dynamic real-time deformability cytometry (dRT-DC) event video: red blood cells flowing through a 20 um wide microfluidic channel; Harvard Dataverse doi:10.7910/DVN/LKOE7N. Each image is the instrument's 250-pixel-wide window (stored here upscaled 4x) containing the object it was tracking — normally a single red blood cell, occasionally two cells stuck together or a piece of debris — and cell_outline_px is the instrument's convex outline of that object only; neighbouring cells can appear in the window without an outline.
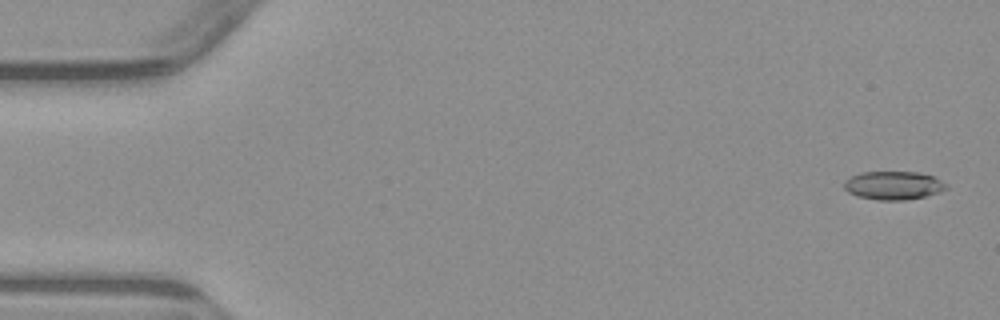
{"species": "common noctule bat (a hibernating species)", "species_latin": "Nyctalus noctula", "temperature_condition": "warm", "stored_images_in_passage": 4, "camera_frame_rate_fps": 3000, "um_per_image_px": 0.085, "animal": {"sex": "male", "body_mass_g": 23.1, "forearm_length_mm": 52.7}, "frame": {"image": 1, "passage_image": 1, "time_ms": 0.0, "image_size_px": [1000, 320], "cell_outline_px": [[948, 188], [940, 192], [924, 196], [904, 200], [876, 200], [856, 196], [848, 192], [844, 188], [844, 180], [860, 172], [916, 172], [936, 176], [948, 184]], "centroid_in_image_um": [75.96, 15.76], "position_along_channel_um": 9.0, "area_um2": 17.11}}
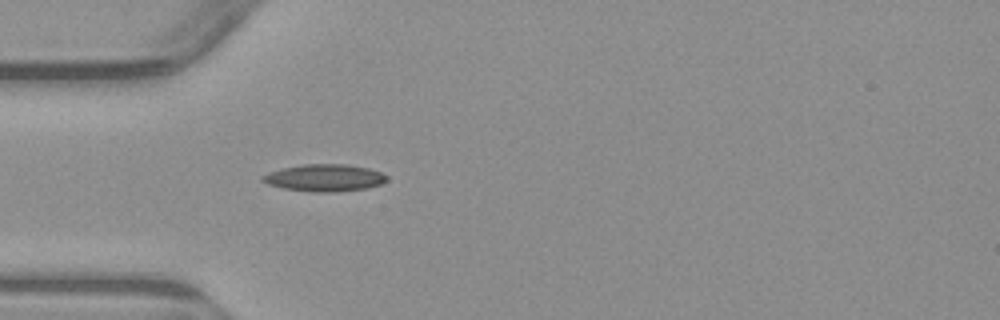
{"frame": {"image": 2, "passage_image": 4, "time_ms": 4.667, "image_size_px": [1000, 320], "cell_outline_px": [[388, 180], [380, 184], [368, 188], [336, 192], [312, 192], [284, 188], [268, 184], [260, 180], [260, 176], [268, 172], [284, 168], [304, 164], [348, 164], [368, 168], [380, 172], [388, 176]], "centroid_in_image_um": [27.59, 15.11], "position_along_channel_um": 57.4, "area_um2": 19.71}}